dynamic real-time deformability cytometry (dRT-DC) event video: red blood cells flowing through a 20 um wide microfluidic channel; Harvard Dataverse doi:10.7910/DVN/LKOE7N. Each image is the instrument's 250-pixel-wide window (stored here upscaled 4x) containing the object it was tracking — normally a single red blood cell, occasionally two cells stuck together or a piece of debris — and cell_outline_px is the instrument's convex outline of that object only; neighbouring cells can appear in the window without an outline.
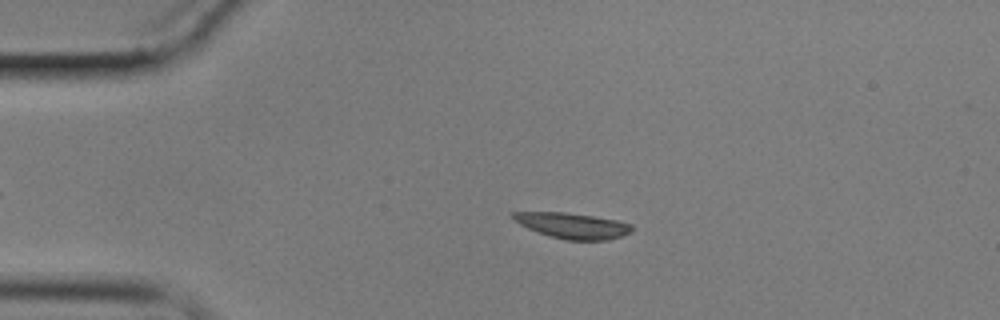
{"species": "common noctule bat (a hibernating species)", "species_latin": "Nyctalus noctula", "temperature_condition": "cold", "stored_images_in_passage": 47, "segment_of_instrument_passage": [1, 2], "camera_frame_rate_fps": 3000, "um_per_image_px": 0.085, "animal": {"sex": "male", "body_mass_g": 17.9}, "frame": {"image": 1, "passage_image": 6, "time_ms": 1.667, "image_size_px": [1000, 320], "cell_outline_px": [[632, 232], [608, 240], [564, 240], [528, 228], [520, 224], [512, 216], [512, 212], [564, 212], [592, 216], [616, 220], [632, 224]], "centroid_in_image_um": [48.71, 19.18], "position_along_channel_um": 36.3, "area_um2": 17.46}}
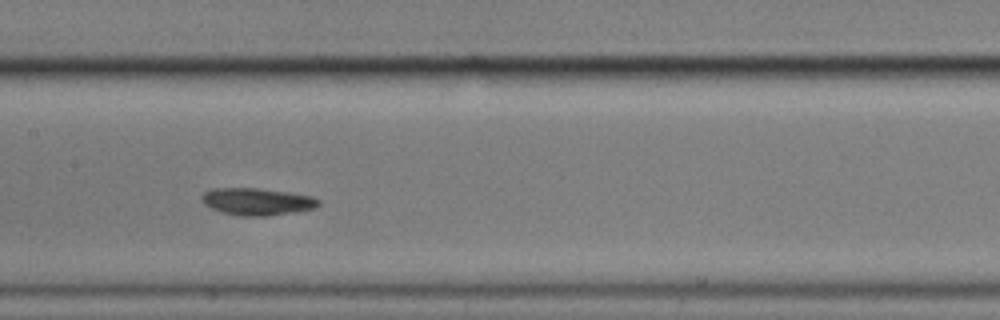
{"frame": {"image": 2, "passage_image": 24, "time_ms": 7.667, "image_size_px": [1000, 320], "cell_outline_px": [[320, 204], [316, 208], [292, 212], [264, 216], [240, 216], [224, 212], [212, 208], [204, 204], [200, 200], [200, 196], [204, 192], [212, 188], [260, 188], [288, 192], [312, 196], [320, 200]], "centroid_in_image_um": [21.84, 17.12], "position_along_channel_um": 185.6, "area_um2": 18.5}}
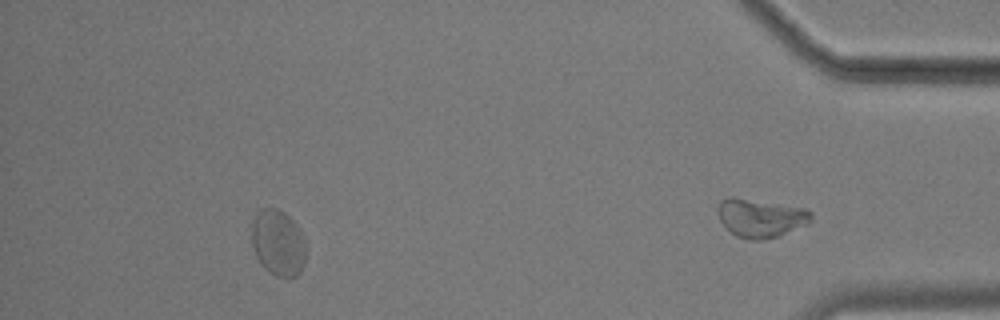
{"frame": {"image": 3, "passage_image": 41, "time_ms": 13.333, "image_size_px": [1000, 320], "cell_outline_px": [[304, 264], [300, 272], [296, 276], [288, 280], [276, 276], [264, 268], [260, 264], [256, 256], [252, 244], [252, 224], [256, 212], [264, 208], [280, 208], [300, 228], [304, 240]], "centroid_in_image_um": [23.63, 20.66], "position_along_channel_um": 411.6, "area_um2": 21.1}}